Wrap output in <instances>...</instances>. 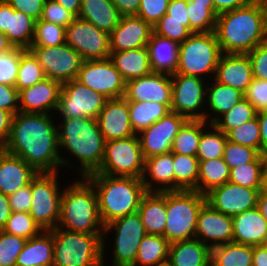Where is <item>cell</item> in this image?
Instances as JSON below:
<instances>
[{"mask_svg": "<svg viewBox=\"0 0 267 266\" xmlns=\"http://www.w3.org/2000/svg\"><path fill=\"white\" fill-rule=\"evenodd\" d=\"M147 48L152 72L170 76L176 73L180 43L152 32Z\"/></svg>", "mask_w": 267, "mask_h": 266, "instance_id": "obj_29", "label": "cell"}, {"mask_svg": "<svg viewBox=\"0 0 267 266\" xmlns=\"http://www.w3.org/2000/svg\"><path fill=\"white\" fill-rule=\"evenodd\" d=\"M3 231L28 240L40 234L43 229L31 217L29 212H12Z\"/></svg>", "mask_w": 267, "mask_h": 266, "instance_id": "obj_46", "label": "cell"}, {"mask_svg": "<svg viewBox=\"0 0 267 266\" xmlns=\"http://www.w3.org/2000/svg\"><path fill=\"white\" fill-rule=\"evenodd\" d=\"M261 136V155L267 153V111L257 113Z\"/></svg>", "mask_w": 267, "mask_h": 266, "instance_id": "obj_65", "label": "cell"}, {"mask_svg": "<svg viewBox=\"0 0 267 266\" xmlns=\"http://www.w3.org/2000/svg\"><path fill=\"white\" fill-rule=\"evenodd\" d=\"M156 266H170L167 262Z\"/></svg>", "mask_w": 267, "mask_h": 266, "instance_id": "obj_76", "label": "cell"}, {"mask_svg": "<svg viewBox=\"0 0 267 266\" xmlns=\"http://www.w3.org/2000/svg\"><path fill=\"white\" fill-rule=\"evenodd\" d=\"M14 115L0 109V145L5 146L9 138Z\"/></svg>", "mask_w": 267, "mask_h": 266, "instance_id": "obj_63", "label": "cell"}, {"mask_svg": "<svg viewBox=\"0 0 267 266\" xmlns=\"http://www.w3.org/2000/svg\"><path fill=\"white\" fill-rule=\"evenodd\" d=\"M205 80L179 73L172 75V104L170 110L189 120H205L208 85Z\"/></svg>", "mask_w": 267, "mask_h": 266, "instance_id": "obj_13", "label": "cell"}, {"mask_svg": "<svg viewBox=\"0 0 267 266\" xmlns=\"http://www.w3.org/2000/svg\"><path fill=\"white\" fill-rule=\"evenodd\" d=\"M37 174L23 159L6 152L0 160V192L9 196L29 185Z\"/></svg>", "mask_w": 267, "mask_h": 266, "instance_id": "obj_27", "label": "cell"}, {"mask_svg": "<svg viewBox=\"0 0 267 266\" xmlns=\"http://www.w3.org/2000/svg\"><path fill=\"white\" fill-rule=\"evenodd\" d=\"M265 188H267V163H265Z\"/></svg>", "mask_w": 267, "mask_h": 266, "instance_id": "obj_74", "label": "cell"}, {"mask_svg": "<svg viewBox=\"0 0 267 266\" xmlns=\"http://www.w3.org/2000/svg\"><path fill=\"white\" fill-rule=\"evenodd\" d=\"M189 1H193L195 2V4L206 5V7H208L215 14L213 0H189Z\"/></svg>", "mask_w": 267, "mask_h": 266, "instance_id": "obj_71", "label": "cell"}, {"mask_svg": "<svg viewBox=\"0 0 267 266\" xmlns=\"http://www.w3.org/2000/svg\"><path fill=\"white\" fill-rule=\"evenodd\" d=\"M145 159L138 135L105 142L100 168L91 174L142 178Z\"/></svg>", "mask_w": 267, "mask_h": 266, "instance_id": "obj_9", "label": "cell"}, {"mask_svg": "<svg viewBox=\"0 0 267 266\" xmlns=\"http://www.w3.org/2000/svg\"><path fill=\"white\" fill-rule=\"evenodd\" d=\"M65 43L71 46L83 61L110 58L109 34L79 17L66 27Z\"/></svg>", "mask_w": 267, "mask_h": 266, "instance_id": "obj_14", "label": "cell"}, {"mask_svg": "<svg viewBox=\"0 0 267 266\" xmlns=\"http://www.w3.org/2000/svg\"><path fill=\"white\" fill-rule=\"evenodd\" d=\"M62 84L49 78L19 91V111L55 114ZM54 111V112H52Z\"/></svg>", "mask_w": 267, "mask_h": 266, "instance_id": "obj_21", "label": "cell"}, {"mask_svg": "<svg viewBox=\"0 0 267 266\" xmlns=\"http://www.w3.org/2000/svg\"><path fill=\"white\" fill-rule=\"evenodd\" d=\"M97 121L105 141L136 135L130 124L128 101L124 97L107 99Z\"/></svg>", "mask_w": 267, "mask_h": 266, "instance_id": "obj_23", "label": "cell"}, {"mask_svg": "<svg viewBox=\"0 0 267 266\" xmlns=\"http://www.w3.org/2000/svg\"><path fill=\"white\" fill-rule=\"evenodd\" d=\"M27 240L0 230V266H16V260Z\"/></svg>", "mask_w": 267, "mask_h": 266, "instance_id": "obj_51", "label": "cell"}, {"mask_svg": "<svg viewBox=\"0 0 267 266\" xmlns=\"http://www.w3.org/2000/svg\"><path fill=\"white\" fill-rule=\"evenodd\" d=\"M57 121L59 152L67 150L74 156L80 166L77 175L85 177L96 172L103 160L105 140L100 131L97 119L60 118ZM61 124V125H59Z\"/></svg>", "mask_w": 267, "mask_h": 266, "instance_id": "obj_3", "label": "cell"}, {"mask_svg": "<svg viewBox=\"0 0 267 266\" xmlns=\"http://www.w3.org/2000/svg\"><path fill=\"white\" fill-rule=\"evenodd\" d=\"M230 168L223 157L199 161V176L197 179V192L206 194L215 187L228 182Z\"/></svg>", "mask_w": 267, "mask_h": 266, "instance_id": "obj_39", "label": "cell"}, {"mask_svg": "<svg viewBox=\"0 0 267 266\" xmlns=\"http://www.w3.org/2000/svg\"><path fill=\"white\" fill-rule=\"evenodd\" d=\"M174 191H197L199 176V160L196 156L173 153Z\"/></svg>", "mask_w": 267, "mask_h": 266, "instance_id": "obj_41", "label": "cell"}, {"mask_svg": "<svg viewBox=\"0 0 267 266\" xmlns=\"http://www.w3.org/2000/svg\"><path fill=\"white\" fill-rule=\"evenodd\" d=\"M20 61V48L0 54V84L14 86L16 84Z\"/></svg>", "mask_w": 267, "mask_h": 266, "instance_id": "obj_53", "label": "cell"}, {"mask_svg": "<svg viewBox=\"0 0 267 266\" xmlns=\"http://www.w3.org/2000/svg\"><path fill=\"white\" fill-rule=\"evenodd\" d=\"M211 82L210 85L209 82L207 85L205 121L214 124L244 98V93L231 86L218 83L214 78Z\"/></svg>", "mask_w": 267, "mask_h": 266, "instance_id": "obj_30", "label": "cell"}, {"mask_svg": "<svg viewBox=\"0 0 267 266\" xmlns=\"http://www.w3.org/2000/svg\"><path fill=\"white\" fill-rule=\"evenodd\" d=\"M76 79L107 99L124 97L126 82L110 58L83 61Z\"/></svg>", "mask_w": 267, "mask_h": 266, "instance_id": "obj_16", "label": "cell"}, {"mask_svg": "<svg viewBox=\"0 0 267 266\" xmlns=\"http://www.w3.org/2000/svg\"><path fill=\"white\" fill-rule=\"evenodd\" d=\"M232 242L250 246L264 245L267 239V221L257 208L232 217Z\"/></svg>", "mask_w": 267, "mask_h": 266, "instance_id": "obj_28", "label": "cell"}, {"mask_svg": "<svg viewBox=\"0 0 267 266\" xmlns=\"http://www.w3.org/2000/svg\"><path fill=\"white\" fill-rule=\"evenodd\" d=\"M85 178L93 185L99 215L103 225L138 211L147 192L141 178L89 174Z\"/></svg>", "mask_w": 267, "mask_h": 266, "instance_id": "obj_4", "label": "cell"}, {"mask_svg": "<svg viewBox=\"0 0 267 266\" xmlns=\"http://www.w3.org/2000/svg\"><path fill=\"white\" fill-rule=\"evenodd\" d=\"M152 28L153 33L166 37L177 43H183L193 34L190 31V22L159 20Z\"/></svg>", "mask_w": 267, "mask_h": 266, "instance_id": "obj_52", "label": "cell"}, {"mask_svg": "<svg viewBox=\"0 0 267 266\" xmlns=\"http://www.w3.org/2000/svg\"><path fill=\"white\" fill-rule=\"evenodd\" d=\"M188 0H170L167 12L160 20L190 22L187 10Z\"/></svg>", "mask_w": 267, "mask_h": 266, "instance_id": "obj_61", "label": "cell"}, {"mask_svg": "<svg viewBox=\"0 0 267 266\" xmlns=\"http://www.w3.org/2000/svg\"><path fill=\"white\" fill-rule=\"evenodd\" d=\"M228 181L246 188L263 189L265 187V162H250L230 169Z\"/></svg>", "mask_w": 267, "mask_h": 266, "instance_id": "obj_43", "label": "cell"}, {"mask_svg": "<svg viewBox=\"0 0 267 266\" xmlns=\"http://www.w3.org/2000/svg\"><path fill=\"white\" fill-rule=\"evenodd\" d=\"M264 246L267 248V239H266V241H265V243H264Z\"/></svg>", "mask_w": 267, "mask_h": 266, "instance_id": "obj_78", "label": "cell"}, {"mask_svg": "<svg viewBox=\"0 0 267 266\" xmlns=\"http://www.w3.org/2000/svg\"><path fill=\"white\" fill-rule=\"evenodd\" d=\"M252 266H267V248L264 245L253 246Z\"/></svg>", "mask_w": 267, "mask_h": 266, "instance_id": "obj_67", "label": "cell"}, {"mask_svg": "<svg viewBox=\"0 0 267 266\" xmlns=\"http://www.w3.org/2000/svg\"><path fill=\"white\" fill-rule=\"evenodd\" d=\"M6 149H5V146H1L0 145V160H1V157L6 153Z\"/></svg>", "mask_w": 267, "mask_h": 266, "instance_id": "obj_73", "label": "cell"}, {"mask_svg": "<svg viewBox=\"0 0 267 266\" xmlns=\"http://www.w3.org/2000/svg\"><path fill=\"white\" fill-rule=\"evenodd\" d=\"M170 242L162 235L146 234L132 266H156L168 261Z\"/></svg>", "mask_w": 267, "mask_h": 266, "instance_id": "obj_38", "label": "cell"}, {"mask_svg": "<svg viewBox=\"0 0 267 266\" xmlns=\"http://www.w3.org/2000/svg\"><path fill=\"white\" fill-rule=\"evenodd\" d=\"M12 212H29L32 205L31 182L8 196Z\"/></svg>", "mask_w": 267, "mask_h": 266, "instance_id": "obj_58", "label": "cell"}, {"mask_svg": "<svg viewBox=\"0 0 267 266\" xmlns=\"http://www.w3.org/2000/svg\"><path fill=\"white\" fill-rule=\"evenodd\" d=\"M224 162L230 169L250 162H265L256 149L241 144H236L227 140L223 153Z\"/></svg>", "mask_w": 267, "mask_h": 266, "instance_id": "obj_50", "label": "cell"}, {"mask_svg": "<svg viewBox=\"0 0 267 266\" xmlns=\"http://www.w3.org/2000/svg\"><path fill=\"white\" fill-rule=\"evenodd\" d=\"M265 163H267V153L264 155Z\"/></svg>", "mask_w": 267, "mask_h": 266, "instance_id": "obj_77", "label": "cell"}, {"mask_svg": "<svg viewBox=\"0 0 267 266\" xmlns=\"http://www.w3.org/2000/svg\"><path fill=\"white\" fill-rule=\"evenodd\" d=\"M221 54L215 31L193 33L180 43L176 73L202 79L206 77L209 81L215 76Z\"/></svg>", "mask_w": 267, "mask_h": 266, "instance_id": "obj_8", "label": "cell"}, {"mask_svg": "<svg viewBox=\"0 0 267 266\" xmlns=\"http://www.w3.org/2000/svg\"><path fill=\"white\" fill-rule=\"evenodd\" d=\"M54 117V114L17 112L12 120L6 151L23 159L38 173L58 172L60 166L77 171V165L59 152L57 117Z\"/></svg>", "mask_w": 267, "mask_h": 266, "instance_id": "obj_1", "label": "cell"}, {"mask_svg": "<svg viewBox=\"0 0 267 266\" xmlns=\"http://www.w3.org/2000/svg\"><path fill=\"white\" fill-rule=\"evenodd\" d=\"M214 79L245 93L253 79L252 66L247 54L222 53Z\"/></svg>", "mask_w": 267, "mask_h": 266, "instance_id": "obj_25", "label": "cell"}, {"mask_svg": "<svg viewBox=\"0 0 267 266\" xmlns=\"http://www.w3.org/2000/svg\"><path fill=\"white\" fill-rule=\"evenodd\" d=\"M187 120L186 117L171 111L138 133L144 159L170 153L174 137Z\"/></svg>", "mask_w": 267, "mask_h": 266, "instance_id": "obj_17", "label": "cell"}, {"mask_svg": "<svg viewBox=\"0 0 267 266\" xmlns=\"http://www.w3.org/2000/svg\"><path fill=\"white\" fill-rule=\"evenodd\" d=\"M211 249L199 239L170 243L168 261L170 266H210Z\"/></svg>", "mask_w": 267, "mask_h": 266, "instance_id": "obj_32", "label": "cell"}, {"mask_svg": "<svg viewBox=\"0 0 267 266\" xmlns=\"http://www.w3.org/2000/svg\"><path fill=\"white\" fill-rule=\"evenodd\" d=\"M107 234H113L114 238L111 266H132L138 254L139 244L147 234L139 213L128 214L104 226L103 255L105 245L108 244L107 240L105 241Z\"/></svg>", "mask_w": 267, "mask_h": 266, "instance_id": "obj_11", "label": "cell"}, {"mask_svg": "<svg viewBox=\"0 0 267 266\" xmlns=\"http://www.w3.org/2000/svg\"><path fill=\"white\" fill-rule=\"evenodd\" d=\"M261 190L242 187L228 181L210 190L205 197L212 208L233 217L256 208Z\"/></svg>", "mask_w": 267, "mask_h": 266, "instance_id": "obj_18", "label": "cell"}, {"mask_svg": "<svg viewBox=\"0 0 267 266\" xmlns=\"http://www.w3.org/2000/svg\"><path fill=\"white\" fill-rule=\"evenodd\" d=\"M122 16L137 15L141 0H111Z\"/></svg>", "mask_w": 267, "mask_h": 266, "instance_id": "obj_64", "label": "cell"}, {"mask_svg": "<svg viewBox=\"0 0 267 266\" xmlns=\"http://www.w3.org/2000/svg\"><path fill=\"white\" fill-rule=\"evenodd\" d=\"M205 202V195L195 190L167 191L164 237L170 243L194 239L198 214Z\"/></svg>", "mask_w": 267, "mask_h": 266, "instance_id": "obj_7", "label": "cell"}, {"mask_svg": "<svg viewBox=\"0 0 267 266\" xmlns=\"http://www.w3.org/2000/svg\"><path fill=\"white\" fill-rule=\"evenodd\" d=\"M13 48L14 46L9 42L7 36L0 32V54L6 53Z\"/></svg>", "mask_w": 267, "mask_h": 266, "instance_id": "obj_70", "label": "cell"}, {"mask_svg": "<svg viewBox=\"0 0 267 266\" xmlns=\"http://www.w3.org/2000/svg\"><path fill=\"white\" fill-rule=\"evenodd\" d=\"M195 238L210 249L233 240L232 216L225 215L205 202L198 214Z\"/></svg>", "mask_w": 267, "mask_h": 266, "instance_id": "obj_19", "label": "cell"}, {"mask_svg": "<svg viewBox=\"0 0 267 266\" xmlns=\"http://www.w3.org/2000/svg\"><path fill=\"white\" fill-rule=\"evenodd\" d=\"M152 26L136 15L121 16L119 24L109 34L110 52L147 47Z\"/></svg>", "mask_w": 267, "mask_h": 266, "instance_id": "obj_22", "label": "cell"}, {"mask_svg": "<svg viewBox=\"0 0 267 266\" xmlns=\"http://www.w3.org/2000/svg\"><path fill=\"white\" fill-rule=\"evenodd\" d=\"M57 173L39 172L31 180L32 205L29 214L43 230L56 228L59 221L64 186L58 182Z\"/></svg>", "mask_w": 267, "mask_h": 266, "instance_id": "obj_10", "label": "cell"}, {"mask_svg": "<svg viewBox=\"0 0 267 266\" xmlns=\"http://www.w3.org/2000/svg\"><path fill=\"white\" fill-rule=\"evenodd\" d=\"M170 0H141L136 16L142 18L152 27L166 14Z\"/></svg>", "mask_w": 267, "mask_h": 266, "instance_id": "obj_55", "label": "cell"}, {"mask_svg": "<svg viewBox=\"0 0 267 266\" xmlns=\"http://www.w3.org/2000/svg\"><path fill=\"white\" fill-rule=\"evenodd\" d=\"M53 266H97L103 262V235L51 229Z\"/></svg>", "mask_w": 267, "mask_h": 266, "instance_id": "obj_6", "label": "cell"}, {"mask_svg": "<svg viewBox=\"0 0 267 266\" xmlns=\"http://www.w3.org/2000/svg\"><path fill=\"white\" fill-rule=\"evenodd\" d=\"M230 142L256 149L261 154V136L258 117L232 129L227 134Z\"/></svg>", "mask_w": 267, "mask_h": 266, "instance_id": "obj_49", "label": "cell"}, {"mask_svg": "<svg viewBox=\"0 0 267 266\" xmlns=\"http://www.w3.org/2000/svg\"><path fill=\"white\" fill-rule=\"evenodd\" d=\"M60 3L65 9L72 12L76 17H78L81 0H53Z\"/></svg>", "mask_w": 267, "mask_h": 266, "instance_id": "obj_69", "label": "cell"}, {"mask_svg": "<svg viewBox=\"0 0 267 266\" xmlns=\"http://www.w3.org/2000/svg\"><path fill=\"white\" fill-rule=\"evenodd\" d=\"M253 246L235 242L211 249L210 266H252Z\"/></svg>", "mask_w": 267, "mask_h": 266, "instance_id": "obj_36", "label": "cell"}, {"mask_svg": "<svg viewBox=\"0 0 267 266\" xmlns=\"http://www.w3.org/2000/svg\"><path fill=\"white\" fill-rule=\"evenodd\" d=\"M110 53V59L125 82L152 73L147 47Z\"/></svg>", "mask_w": 267, "mask_h": 266, "instance_id": "obj_34", "label": "cell"}, {"mask_svg": "<svg viewBox=\"0 0 267 266\" xmlns=\"http://www.w3.org/2000/svg\"><path fill=\"white\" fill-rule=\"evenodd\" d=\"M0 109L13 115L19 112V91L14 86L0 84Z\"/></svg>", "mask_w": 267, "mask_h": 266, "instance_id": "obj_59", "label": "cell"}, {"mask_svg": "<svg viewBox=\"0 0 267 266\" xmlns=\"http://www.w3.org/2000/svg\"><path fill=\"white\" fill-rule=\"evenodd\" d=\"M105 256H106V255L104 254V255H103V262H102L101 264L97 265V266H105V262H106V261L104 260V259H105V258H104Z\"/></svg>", "mask_w": 267, "mask_h": 266, "instance_id": "obj_75", "label": "cell"}, {"mask_svg": "<svg viewBox=\"0 0 267 266\" xmlns=\"http://www.w3.org/2000/svg\"><path fill=\"white\" fill-rule=\"evenodd\" d=\"M137 212L147 234L164 236L167 220L166 192H146Z\"/></svg>", "mask_w": 267, "mask_h": 266, "instance_id": "obj_31", "label": "cell"}, {"mask_svg": "<svg viewBox=\"0 0 267 266\" xmlns=\"http://www.w3.org/2000/svg\"><path fill=\"white\" fill-rule=\"evenodd\" d=\"M244 98L253 105L257 112L267 111V80L253 78L244 93Z\"/></svg>", "mask_w": 267, "mask_h": 266, "instance_id": "obj_56", "label": "cell"}, {"mask_svg": "<svg viewBox=\"0 0 267 266\" xmlns=\"http://www.w3.org/2000/svg\"><path fill=\"white\" fill-rule=\"evenodd\" d=\"M205 120H187L174 137L171 152L196 156L202 131L208 127Z\"/></svg>", "mask_w": 267, "mask_h": 266, "instance_id": "obj_40", "label": "cell"}, {"mask_svg": "<svg viewBox=\"0 0 267 266\" xmlns=\"http://www.w3.org/2000/svg\"><path fill=\"white\" fill-rule=\"evenodd\" d=\"M128 106L130 124L135 134L150 127L153 123L171 112L165 104H159L155 101H128Z\"/></svg>", "mask_w": 267, "mask_h": 266, "instance_id": "obj_37", "label": "cell"}, {"mask_svg": "<svg viewBox=\"0 0 267 266\" xmlns=\"http://www.w3.org/2000/svg\"><path fill=\"white\" fill-rule=\"evenodd\" d=\"M173 153L145 159L142 183L147 192L174 191Z\"/></svg>", "mask_w": 267, "mask_h": 266, "instance_id": "obj_26", "label": "cell"}, {"mask_svg": "<svg viewBox=\"0 0 267 266\" xmlns=\"http://www.w3.org/2000/svg\"><path fill=\"white\" fill-rule=\"evenodd\" d=\"M57 227L73 232L103 235L104 225L99 215L97 195L93 185L85 177H77V180L65 186Z\"/></svg>", "mask_w": 267, "mask_h": 266, "instance_id": "obj_5", "label": "cell"}, {"mask_svg": "<svg viewBox=\"0 0 267 266\" xmlns=\"http://www.w3.org/2000/svg\"><path fill=\"white\" fill-rule=\"evenodd\" d=\"M121 16L111 0H81L78 17L108 34L119 24Z\"/></svg>", "mask_w": 267, "mask_h": 266, "instance_id": "obj_33", "label": "cell"}, {"mask_svg": "<svg viewBox=\"0 0 267 266\" xmlns=\"http://www.w3.org/2000/svg\"><path fill=\"white\" fill-rule=\"evenodd\" d=\"M257 113L253 105L243 98L229 111L223 114L214 125L227 135L232 129L255 118Z\"/></svg>", "mask_w": 267, "mask_h": 266, "instance_id": "obj_45", "label": "cell"}, {"mask_svg": "<svg viewBox=\"0 0 267 266\" xmlns=\"http://www.w3.org/2000/svg\"><path fill=\"white\" fill-rule=\"evenodd\" d=\"M215 33L222 53L247 54L267 42L266 14L261 0L221 13Z\"/></svg>", "mask_w": 267, "mask_h": 266, "instance_id": "obj_2", "label": "cell"}, {"mask_svg": "<svg viewBox=\"0 0 267 266\" xmlns=\"http://www.w3.org/2000/svg\"><path fill=\"white\" fill-rule=\"evenodd\" d=\"M255 0H213L215 15L250 5Z\"/></svg>", "mask_w": 267, "mask_h": 266, "instance_id": "obj_62", "label": "cell"}, {"mask_svg": "<svg viewBox=\"0 0 267 266\" xmlns=\"http://www.w3.org/2000/svg\"><path fill=\"white\" fill-rule=\"evenodd\" d=\"M256 208L261 213L262 217L267 221V188H263L258 196Z\"/></svg>", "mask_w": 267, "mask_h": 266, "instance_id": "obj_68", "label": "cell"}, {"mask_svg": "<svg viewBox=\"0 0 267 266\" xmlns=\"http://www.w3.org/2000/svg\"><path fill=\"white\" fill-rule=\"evenodd\" d=\"M107 98L91 88L85 86L77 79L62 84L58 117L62 118H91L97 119Z\"/></svg>", "mask_w": 267, "mask_h": 266, "instance_id": "obj_12", "label": "cell"}, {"mask_svg": "<svg viewBox=\"0 0 267 266\" xmlns=\"http://www.w3.org/2000/svg\"><path fill=\"white\" fill-rule=\"evenodd\" d=\"M66 28L55 23L37 20L31 46H59L65 44Z\"/></svg>", "mask_w": 267, "mask_h": 266, "instance_id": "obj_48", "label": "cell"}, {"mask_svg": "<svg viewBox=\"0 0 267 266\" xmlns=\"http://www.w3.org/2000/svg\"><path fill=\"white\" fill-rule=\"evenodd\" d=\"M124 98L127 101L157 102L169 109L172 104L171 76L152 72L144 77L126 82Z\"/></svg>", "mask_w": 267, "mask_h": 266, "instance_id": "obj_20", "label": "cell"}, {"mask_svg": "<svg viewBox=\"0 0 267 266\" xmlns=\"http://www.w3.org/2000/svg\"><path fill=\"white\" fill-rule=\"evenodd\" d=\"M53 234L43 230L25 242L16 260V266H53Z\"/></svg>", "mask_w": 267, "mask_h": 266, "instance_id": "obj_35", "label": "cell"}, {"mask_svg": "<svg viewBox=\"0 0 267 266\" xmlns=\"http://www.w3.org/2000/svg\"><path fill=\"white\" fill-rule=\"evenodd\" d=\"M36 20L13 9L6 0H0V32L16 48L29 50L33 41Z\"/></svg>", "mask_w": 267, "mask_h": 266, "instance_id": "obj_24", "label": "cell"}, {"mask_svg": "<svg viewBox=\"0 0 267 266\" xmlns=\"http://www.w3.org/2000/svg\"><path fill=\"white\" fill-rule=\"evenodd\" d=\"M46 78L61 84L76 79L83 62L82 57L66 43L59 46H30Z\"/></svg>", "mask_w": 267, "mask_h": 266, "instance_id": "obj_15", "label": "cell"}, {"mask_svg": "<svg viewBox=\"0 0 267 266\" xmlns=\"http://www.w3.org/2000/svg\"><path fill=\"white\" fill-rule=\"evenodd\" d=\"M11 214L8 196L0 192V230H3Z\"/></svg>", "mask_w": 267, "mask_h": 266, "instance_id": "obj_66", "label": "cell"}, {"mask_svg": "<svg viewBox=\"0 0 267 266\" xmlns=\"http://www.w3.org/2000/svg\"><path fill=\"white\" fill-rule=\"evenodd\" d=\"M265 9L266 14V27H267V0H261Z\"/></svg>", "mask_w": 267, "mask_h": 266, "instance_id": "obj_72", "label": "cell"}, {"mask_svg": "<svg viewBox=\"0 0 267 266\" xmlns=\"http://www.w3.org/2000/svg\"><path fill=\"white\" fill-rule=\"evenodd\" d=\"M227 140V135L214 124H209L202 131L196 157L199 161L223 157Z\"/></svg>", "mask_w": 267, "mask_h": 266, "instance_id": "obj_42", "label": "cell"}, {"mask_svg": "<svg viewBox=\"0 0 267 266\" xmlns=\"http://www.w3.org/2000/svg\"><path fill=\"white\" fill-rule=\"evenodd\" d=\"M247 55L251 62L253 78L267 80V42L256 46Z\"/></svg>", "mask_w": 267, "mask_h": 266, "instance_id": "obj_57", "label": "cell"}, {"mask_svg": "<svg viewBox=\"0 0 267 266\" xmlns=\"http://www.w3.org/2000/svg\"><path fill=\"white\" fill-rule=\"evenodd\" d=\"M15 10H19L36 21L41 18L45 0H6Z\"/></svg>", "mask_w": 267, "mask_h": 266, "instance_id": "obj_60", "label": "cell"}, {"mask_svg": "<svg viewBox=\"0 0 267 266\" xmlns=\"http://www.w3.org/2000/svg\"><path fill=\"white\" fill-rule=\"evenodd\" d=\"M75 18L76 16L60 3L53 0H45L40 20L66 28Z\"/></svg>", "mask_w": 267, "mask_h": 266, "instance_id": "obj_54", "label": "cell"}, {"mask_svg": "<svg viewBox=\"0 0 267 266\" xmlns=\"http://www.w3.org/2000/svg\"><path fill=\"white\" fill-rule=\"evenodd\" d=\"M187 10L192 33L215 31L217 16L206 5L195 4L188 0Z\"/></svg>", "mask_w": 267, "mask_h": 266, "instance_id": "obj_47", "label": "cell"}, {"mask_svg": "<svg viewBox=\"0 0 267 266\" xmlns=\"http://www.w3.org/2000/svg\"><path fill=\"white\" fill-rule=\"evenodd\" d=\"M42 66L30 50L20 48V61L15 88L20 91L45 79Z\"/></svg>", "mask_w": 267, "mask_h": 266, "instance_id": "obj_44", "label": "cell"}]
</instances>
